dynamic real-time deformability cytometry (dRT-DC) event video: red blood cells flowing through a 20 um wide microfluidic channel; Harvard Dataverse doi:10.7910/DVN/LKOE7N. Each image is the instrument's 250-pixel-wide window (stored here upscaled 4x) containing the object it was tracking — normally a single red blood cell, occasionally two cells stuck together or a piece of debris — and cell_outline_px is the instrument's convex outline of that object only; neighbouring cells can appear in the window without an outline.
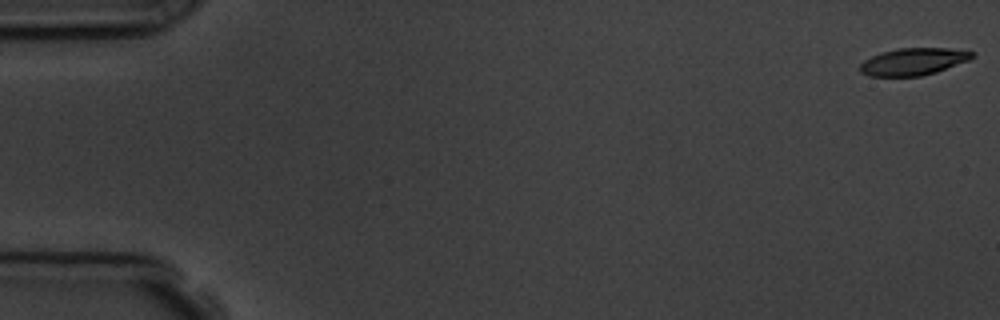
{"species": "common noctule bat (a hibernating species)", "species_latin": "Nyctalus noctula", "temperature_condition": "room temperature", "stored_images_in_passage": 6, "camera_frame_rate_fps": 3000, "um_per_image_px": 0.085, "animal": {"sex": "male", "body_mass_g": 19.5, "forearm_length_mm": 54.6}, "frame": {"image": 1, "passage_image": 1, "time_ms": 0.0, "image_size_px": [1000, 320], "cell_outline_px": [[976, 56], [968, 60], [936, 72], [920, 76], [868, 76], [860, 72], [860, 64], [864, 60], [880, 52], [900, 48], [948, 48], [976, 52]], "centroid_in_image_um": [77.63, 5.23], "position_along_channel_um": 7.4, "area_um2": 17.74}}
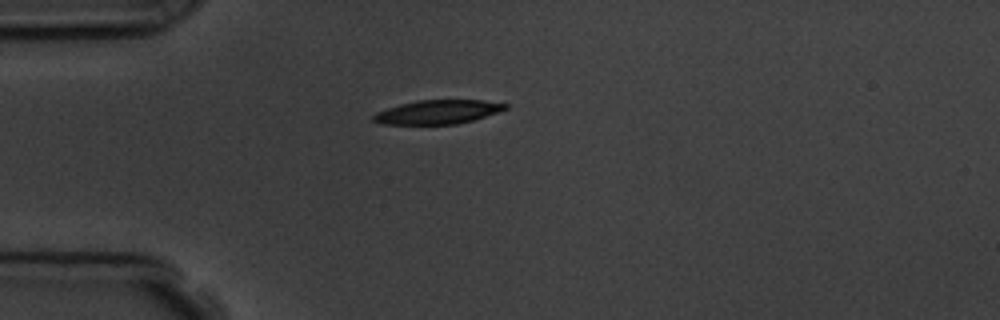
{"frame": {"image": 2, "passage_image": 5, "time_ms": 4.667, "image_size_px": [1000, 320], "cell_outline_px": [[508, 108], [472, 120], [456, 124], [384, 124], [372, 120], [372, 116], [376, 112], [400, 104], [416, 100], [484, 100], [508, 104]], "centroid_in_image_um": [37.19, 9.51], "position_along_channel_um": 47.8, "area_um2": 18.21}}